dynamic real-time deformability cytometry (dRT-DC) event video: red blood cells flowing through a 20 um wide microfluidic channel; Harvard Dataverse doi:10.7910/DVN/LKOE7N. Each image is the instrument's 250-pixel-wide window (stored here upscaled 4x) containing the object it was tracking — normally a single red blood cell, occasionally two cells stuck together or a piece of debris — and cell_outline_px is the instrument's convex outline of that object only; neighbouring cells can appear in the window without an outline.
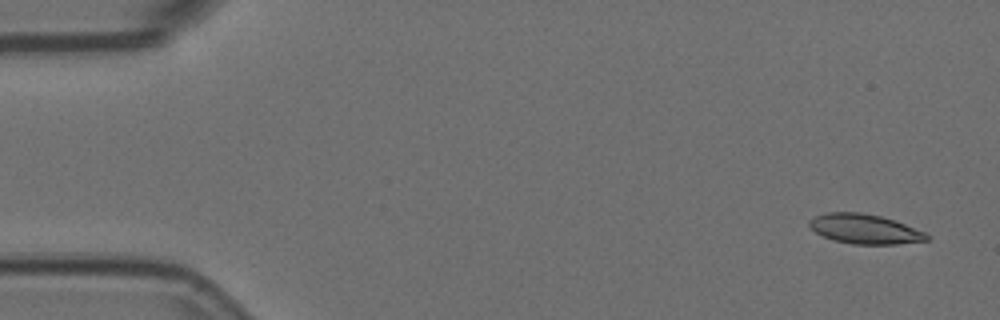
{"species": "Egyptian fruit bat (a non-hibernating species)", "species_latin": "Rousettus aegyptiacus", "temperature_condition": "room temperature", "stored_images_in_passage": 6, "camera_frame_rate_fps": 3000, "um_per_image_px": 0.085, "animal": {"sex": "female"}, "frame": {"image": 1, "passage_image": 1, "time_ms": 0.0, "image_size_px": [1000, 320], "cell_outline_px": [[932, 236], [928, 240], [896, 244], [852, 244], [836, 240], [824, 236], [816, 232], [808, 224], [808, 220], [824, 212], [860, 212], [880, 216], [896, 220], [924, 232]], "centroid_in_image_um": [73.52, 19.45], "position_along_channel_um": 11.5, "area_um2": 20.23}}
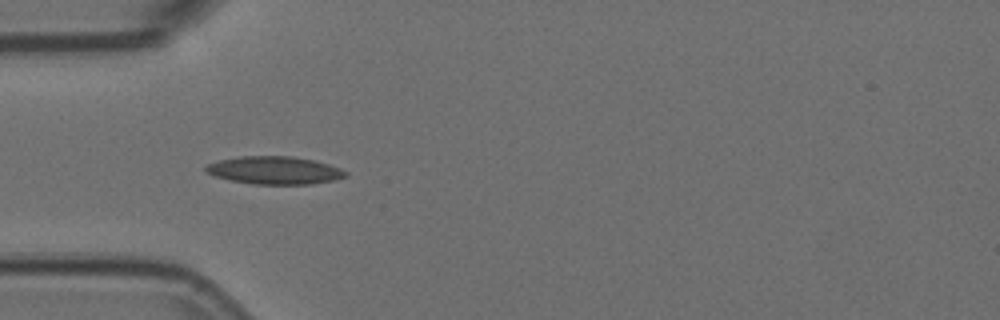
{"frame": {"image": 2, "passage_image": 5, "time_ms": 1.333, "image_size_px": [1000, 320], "cell_outline_px": [[348, 176], [336, 180], [312, 184], [252, 184], [212, 176], [204, 168], [208, 164], [220, 160], [240, 156], [292, 156], [312, 160], [328, 164], [340, 168], [348, 172]], "centroid_in_image_um": [23.37, 14.48], "position_along_channel_um": 61.6, "area_um2": 22.66}}
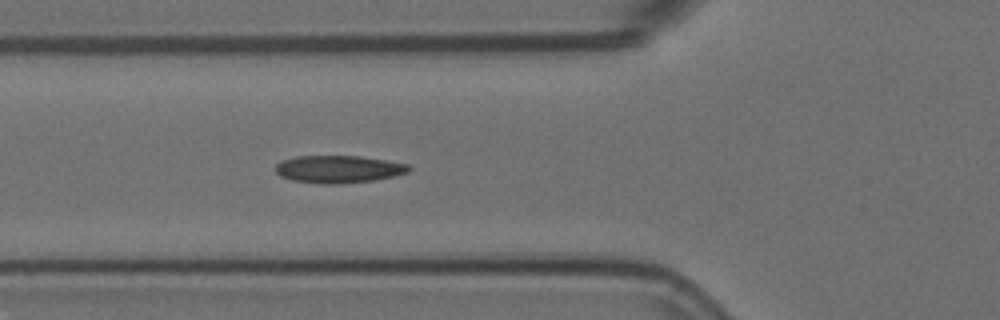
{"frame": {"image": 3, "passage_image": 6, "time_ms": 1.667, "image_size_px": [1000, 320], "cell_outline_px": [[412, 168], [408, 172], [376, 180], [340, 184], [320, 184], [292, 180], [280, 176], [276, 172], [276, 164], [284, 160], [296, 156], [360, 156], [408, 164]], "centroid_in_image_um": [28.77, 14.38], "position_along_channel_um": 97.0, "area_um2": 21.33}}